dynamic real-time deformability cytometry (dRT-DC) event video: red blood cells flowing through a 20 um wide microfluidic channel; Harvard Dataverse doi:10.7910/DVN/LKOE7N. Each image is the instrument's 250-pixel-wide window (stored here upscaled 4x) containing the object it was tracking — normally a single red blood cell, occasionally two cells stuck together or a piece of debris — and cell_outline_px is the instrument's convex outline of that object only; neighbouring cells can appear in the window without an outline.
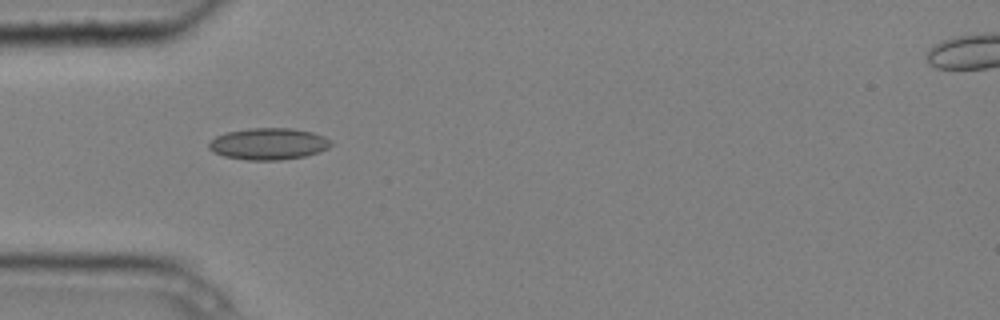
{"species": "common noctule bat (a hibernating species)", "species_latin": "Nyctalus noctula", "temperature_condition": "cold", "stored_images_in_passage": 4, "camera_frame_rate_fps": 3000, "um_per_image_px": 0.085, "animal": {"sex": "male", "body_mass_g": 20.4}, "frame": {"image": 1, "passage_image": 3, "time_ms": 0.667, "image_size_px": [1000, 320], "cell_outline_px": [[332, 144], [328, 148], [320, 152], [304, 156], [280, 160], [248, 160], [224, 156], [208, 148], [208, 144], [216, 136], [228, 132], [248, 128], [292, 128], [312, 132], [324, 136], [332, 140]], "centroid_in_image_um": [22.86, 12.22], "position_along_channel_um": 62.1, "area_um2": 22.48}}
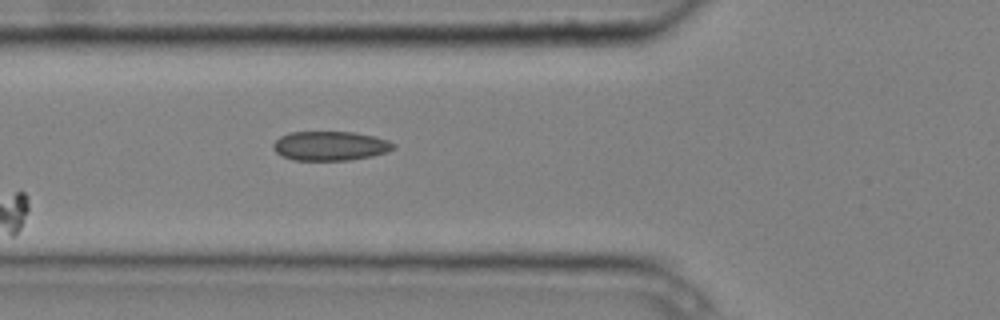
{"frame": {"image": 2, "passage_image": 4, "time_ms": 1.0, "image_size_px": [1000, 320], "cell_outline_px": [[396, 148], [388, 152], [372, 156], [348, 160], [292, 160], [276, 152], [272, 148], [272, 144], [280, 136], [288, 132], [352, 132], [372, 136], [388, 140], [396, 144]], "centroid_in_image_um": [28.07, 12.4], "position_along_channel_um": 97.7, "area_um2": 20.58}}